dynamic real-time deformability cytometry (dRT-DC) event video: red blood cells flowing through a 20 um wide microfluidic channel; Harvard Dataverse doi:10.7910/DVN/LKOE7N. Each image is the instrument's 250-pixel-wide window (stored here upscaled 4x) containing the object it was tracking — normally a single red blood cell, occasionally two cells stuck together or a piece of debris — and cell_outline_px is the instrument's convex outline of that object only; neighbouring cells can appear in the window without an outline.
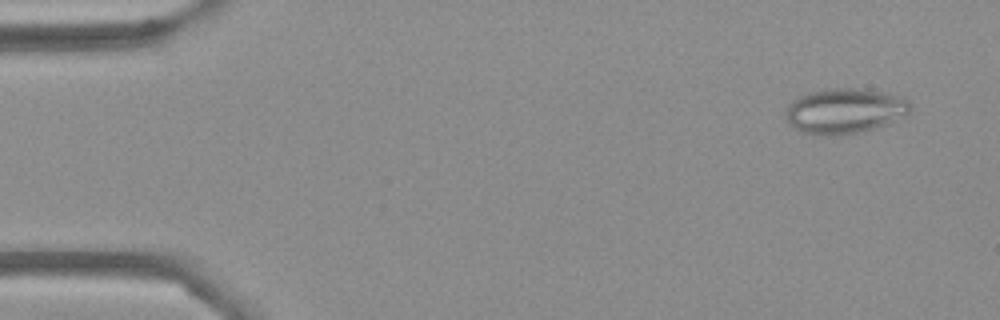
{"species": "Egyptian fruit bat (a non-hibernating species)", "species_latin": "Rousettus aegyptiacus", "temperature_condition": "cold", "stored_images_in_passage": 54, "camera_frame_rate_fps": 3000, "um_per_image_px": 0.085, "frame": {"image": 1, "passage_image": 3, "time_ms": 0.667, "image_size_px": [1000, 320], "cell_outline_px": [[912, 108], [908, 112], [884, 124], [872, 128], [856, 132], [832, 136], [824, 136], [800, 132], [784, 116], [788, 104], [800, 96], [808, 92], [828, 88], [860, 88], [900, 96], [908, 100]], "centroid_in_image_um": [71.74, 9.41], "position_along_channel_um": 13.3, "area_um2": 32.37}}
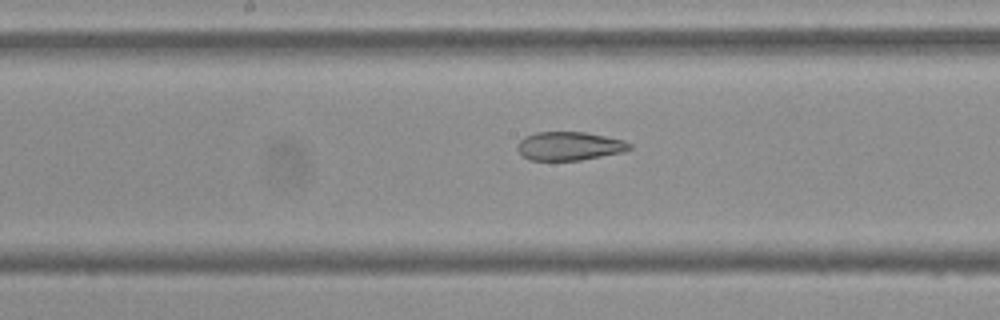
{"frame": {"image": 2, "passage_image": 27, "time_ms": 8.667, "image_size_px": [1000, 320], "cell_outline_px": [[632, 148], [624, 152], [580, 160], [528, 160], [516, 148], [516, 144], [524, 136], [536, 132], [584, 132], [624, 140], [632, 144]], "centroid_in_image_um": [48.39, 12.41], "position_along_channel_um": 199.8, "area_um2": 18.73}}
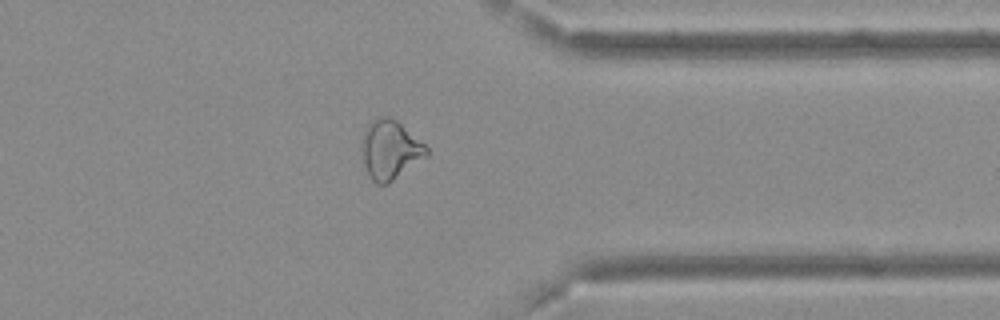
{"frame": {"image": 3, "passage_image": 42, "time_ms": 13.667, "image_size_px": [1000, 320], "cell_outline_px": [[428, 156], [388, 184], [376, 184], [368, 176], [364, 164], [364, 132], [368, 124], [372, 120], [380, 116], [392, 116], [424, 144], [428, 148]], "centroid_in_image_um": [33.19, 12.74], "position_along_channel_um": 378.2, "area_um2": 22.02}, "authors_computed_cell_mechanics": {"area_um2": 23.8714, "velocity_mm_per_s": 3.712, "shape_relaxation_time_tau1_ms": null, "shape_relaxation_time_tau2_ms": 3.0474, "deformation_change_tau1": null, "deformation_change_tau2": 0.1129}}